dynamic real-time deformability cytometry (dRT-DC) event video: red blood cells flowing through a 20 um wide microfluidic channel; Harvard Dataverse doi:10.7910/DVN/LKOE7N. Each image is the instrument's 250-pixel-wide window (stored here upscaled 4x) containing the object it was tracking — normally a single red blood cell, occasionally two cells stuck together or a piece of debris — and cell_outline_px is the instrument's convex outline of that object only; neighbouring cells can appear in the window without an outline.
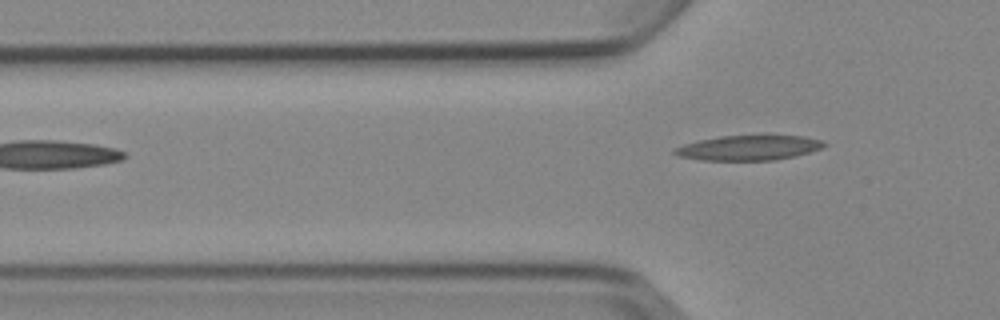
{"species": "Egyptian fruit bat (a non-hibernating species)", "species_latin": "Rousettus aegyptiacus", "temperature_condition": "cold", "stored_images_in_passage": 4, "camera_frame_rate_fps": 3000, "um_per_image_px": 0.085, "animal": {"sex": "female"}, "frame": {"image": 1, "passage_image": 4, "time_ms": 3.667, "image_size_px": [1000, 320], "cell_outline_px": [[828, 144], [820, 148], [796, 156], [776, 160], [700, 160], [680, 156], [672, 152], [672, 148], [684, 144], [700, 140], [720, 136], [764, 132], [804, 136], [820, 140]], "centroid_in_image_um": [63.68, 12.51], "position_along_channel_um": 62.1, "area_um2": 22.72}}